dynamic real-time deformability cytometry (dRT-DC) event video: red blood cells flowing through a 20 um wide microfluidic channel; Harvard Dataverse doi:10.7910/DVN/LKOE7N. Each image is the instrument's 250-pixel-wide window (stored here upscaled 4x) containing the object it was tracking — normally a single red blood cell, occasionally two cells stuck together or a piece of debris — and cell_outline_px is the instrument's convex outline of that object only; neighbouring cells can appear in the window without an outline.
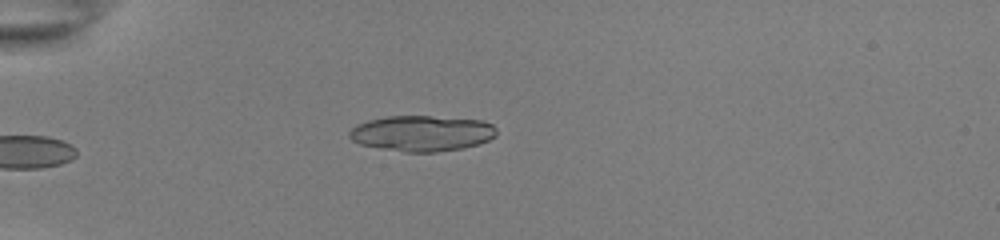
{"species": "common noctule bat (a hibernating species)", "species_latin": "Nyctalus noctula", "temperature_condition": "room temperature", "stored_images_in_passage": 32, "camera_frame_rate_fps": 3000, "um_per_image_px": 0.085, "animal": {"sex": "female", "body_mass_g": 22.0, "forearm_length_mm": 56.7}, "frame": {"image": 1, "passage_image": 1, "time_ms": 0.0, "image_size_px": [1000, 240], "cell_outline_px": [[496, 136], [488, 140], [476, 144], [460, 148], [436, 152], [404, 152], [360, 144], [352, 140], [348, 136], [348, 132], [356, 124], [368, 120], [388, 116], [432, 116], [484, 120], [492, 124], [496, 128]], "centroid_in_image_um": [35.85, 11.32], "position_along_channel_um": 49.2, "area_um2": 30.63}}